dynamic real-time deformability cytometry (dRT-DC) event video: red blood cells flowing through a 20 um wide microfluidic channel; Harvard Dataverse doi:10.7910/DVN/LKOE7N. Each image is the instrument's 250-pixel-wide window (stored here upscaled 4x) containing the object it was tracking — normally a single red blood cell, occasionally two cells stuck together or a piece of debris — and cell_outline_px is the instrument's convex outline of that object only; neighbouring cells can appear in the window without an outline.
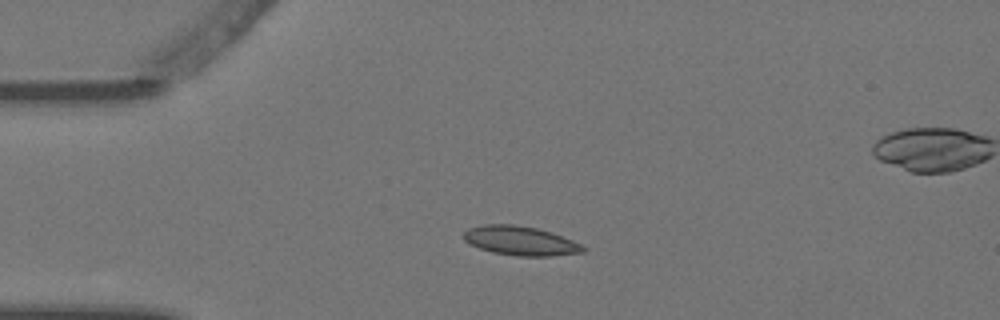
{"species": "Egyptian fruit bat (a non-hibernating species)", "species_latin": "Rousettus aegyptiacus", "temperature_condition": "warm", "stored_images_in_passage": 4, "segment_of_instrument_passage": [1, 2], "camera_frame_rate_fps": 3000, "um_per_image_px": 0.085, "animal": {"sex": "female"}, "frame": {"image": 1, "passage_image": 2, "time_ms": 0.333, "image_size_px": [1000, 320], "cell_outline_px": [[588, 248], [584, 252], [552, 256], [516, 256], [492, 252], [468, 244], [464, 240], [464, 232], [468, 228], [484, 224], [512, 224], [536, 228], [552, 232], [572, 240]], "centroid_in_image_um": [44.23, 20.47], "position_along_channel_um": 40.8, "area_um2": 20.4}}